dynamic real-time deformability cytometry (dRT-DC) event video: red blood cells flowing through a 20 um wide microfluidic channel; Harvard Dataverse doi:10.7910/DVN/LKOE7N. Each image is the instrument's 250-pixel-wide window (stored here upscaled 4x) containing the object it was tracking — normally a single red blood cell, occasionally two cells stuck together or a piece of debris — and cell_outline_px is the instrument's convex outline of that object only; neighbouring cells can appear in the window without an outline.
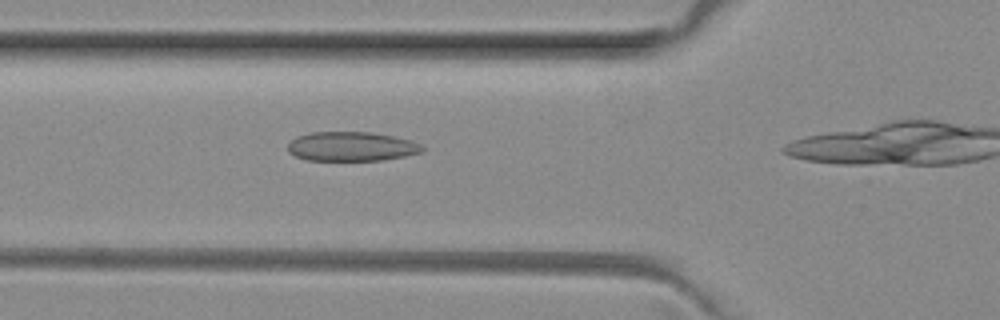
{"species": "common noctule bat (a hibernating species)", "species_latin": "Nyctalus noctula", "temperature_condition": "room temperature", "stored_images_in_passage": 6, "camera_frame_rate_fps": 3000, "um_per_image_px": 0.085, "animal": {"sex": "female", "body_mass_g": 29.2, "forearm_length_mm": 56.3}, "frame": {"image": 1, "passage_image": 5, "time_ms": 1.333, "image_size_px": [1000, 320], "cell_outline_px": [[424, 148], [420, 152], [404, 156], [380, 160], [308, 160], [296, 156], [288, 152], [288, 144], [296, 136], [308, 132], [372, 132], [392, 136], [408, 140], [420, 144]], "centroid_in_image_um": [29.82, 12.44], "position_along_channel_um": 96.0, "area_um2": 22.77}}